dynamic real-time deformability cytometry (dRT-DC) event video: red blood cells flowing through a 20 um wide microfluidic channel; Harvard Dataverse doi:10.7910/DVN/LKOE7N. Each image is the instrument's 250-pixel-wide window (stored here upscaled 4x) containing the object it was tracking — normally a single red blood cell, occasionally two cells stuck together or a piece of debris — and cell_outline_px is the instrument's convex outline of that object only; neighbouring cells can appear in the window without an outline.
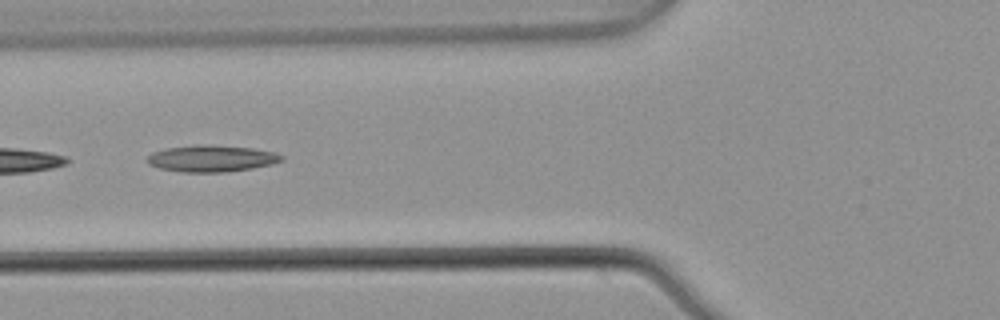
{"species": "common noctule bat (a hibernating species)", "species_latin": "Nyctalus noctula", "temperature_condition": "warm", "stored_images_in_passage": 6, "camera_frame_rate_fps": 3000, "um_per_image_px": 0.085, "animal": {"sex": "male", "body_mass_g": 21.5, "forearm_length_mm": 52.0}, "frame": {"image": 1, "passage_image": 5, "time_ms": 1.333, "image_size_px": [1000, 320], "cell_outline_px": [[284, 160], [272, 164], [252, 168], [228, 172], [180, 172], [160, 168], [148, 164], [144, 160], [152, 152], [164, 148], [196, 144], [208, 144], [252, 148], [276, 152], [284, 156]], "centroid_in_image_um": [17.96, 13.46], "position_along_channel_um": 107.8, "area_um2": 21.21}}
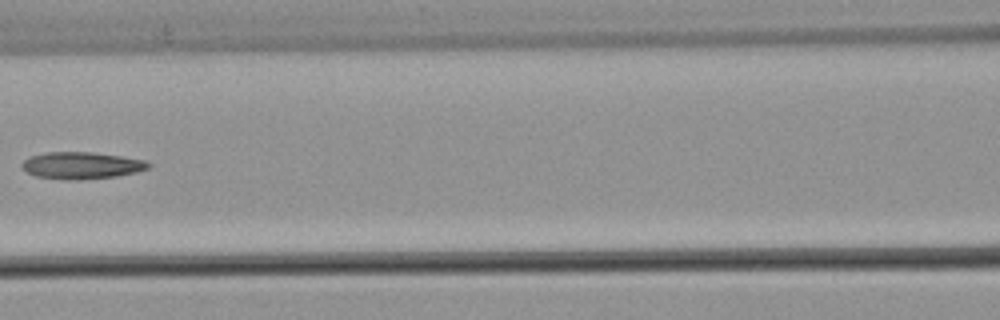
{"frame": {"image": 2, "passage_image": 6, "time_ms": 1.667, "image_size_px": [1000, 320], "cell_outline_px": [[152, 164], [148, 168], [136, 172], [116, 176], [72, 180], [64, 180], [36, 176], [28, 172], [20, 164], [24, 160], [32, 156], [48, 152], [92, 152], [120, 156], [144, 160]], "centroid_in_image_um": [6.93, 14.06], "position_along_channel_um": 159.7, "area_um2": 19.59}}